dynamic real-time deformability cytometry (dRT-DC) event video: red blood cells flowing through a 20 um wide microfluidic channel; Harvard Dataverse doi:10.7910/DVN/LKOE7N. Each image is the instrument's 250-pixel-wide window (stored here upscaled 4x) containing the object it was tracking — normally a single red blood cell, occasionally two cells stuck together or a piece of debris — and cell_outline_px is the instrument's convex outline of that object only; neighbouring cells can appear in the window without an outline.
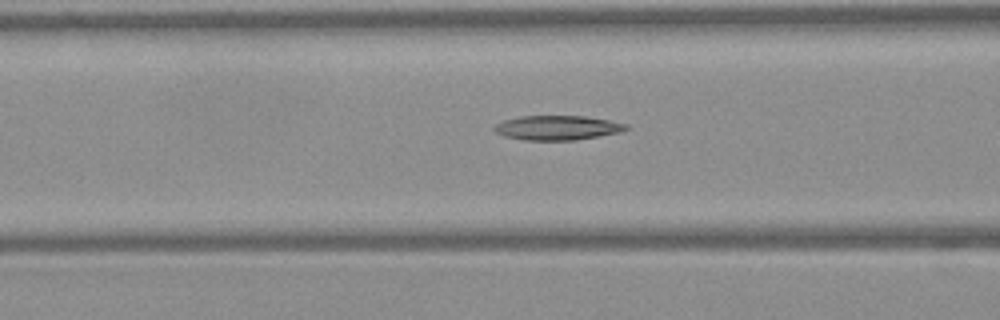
{"species": "Egyptian fruit bat (a non-hibernating species)", "species_latin": "Rousettus aegyptiacus", "temperature_condition": "warm", "stored_images_in_passage": 26, "camera_frame_rate_fps": 3000, "um_per_image_px": 0.085, "frame": {"image": 1, "passage_image": 7, "time_ms": 2.0, "image_size_px": [1000, 320], "cell_outline_px": [[628, 128], [620, 132], [600, 136], [576, 140], [524, 140], [504, 136], [496, 132], [492, 128], [496, 124], [504, 120], [520, 116], [584, 116], [608, 120], [628, 124]], "centroid_in_image_um": [47.37, 10.86], "position_along_channel_um": 119.2, "area_um2": 18.79}}
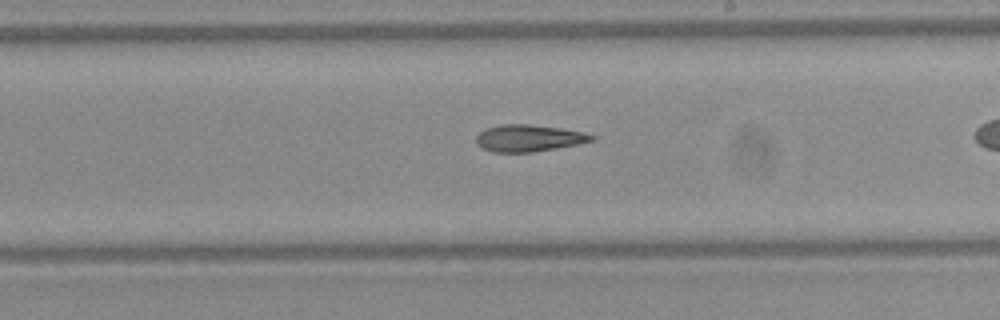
{"frame": {"image": 2, "passage_image": 16, "time_ms": 5.0, "image_size_px": [1000, 320], "cell_outline_px": [[596, 136], [592, 140], [576, 144], [532, 152], [492, 152], [476, 144], [476, 136], [484, 128], [500, 124], [528, 124], [560, 128], [580, 132]], "centroid_in_image_um": [44.86, 11.73], "position_along_channel_um": 244.1, "area_um2": 17.8}}
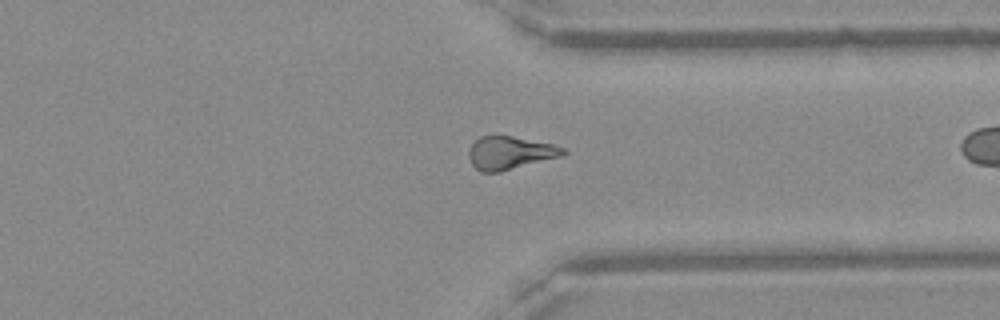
{"frame": {"image": 3, "passage_image": 25, "time_ms": 8.0, "image_size_px": [1000, 320], "cell_outline_px": [[568, 152], [564, 156], [500, 172], [480, 172], [472, 164], [468, 156], [468, 152], [472, 144], [480, 136], [496, 132], [552, 144], [564, 148]], "centroid_in_image_um": [43.35, 12.96], "position_along_channel_um": 368.1, "area_um2": 18.79}}